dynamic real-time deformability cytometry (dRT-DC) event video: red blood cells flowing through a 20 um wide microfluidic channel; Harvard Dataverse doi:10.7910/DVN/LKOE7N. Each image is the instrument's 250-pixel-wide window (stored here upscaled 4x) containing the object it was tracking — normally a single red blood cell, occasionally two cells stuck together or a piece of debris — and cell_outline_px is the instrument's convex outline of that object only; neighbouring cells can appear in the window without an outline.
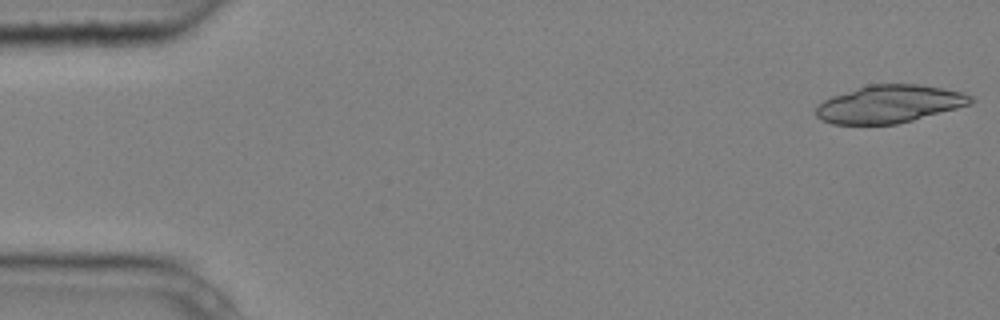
{"species": "common noctule bat (a hibernating species)", "species_latin": "Nyctalus noctula", "temperature_condition": "cold", "stored_images_in_passage": 4, "camera_frame_rate_fps": 3000, "um_per_image_px": 0.085, "animal": {"sex": "male", "body_mass_g": 20.4}, "frame": {"image": 1, "passage_image": 1, "time_ms": 0.0, "image_size_px": [1000, 320], "cell_outline_px": [[976, 100], [972, 104], [912, 120], [896, 124], [832, 124], [816, 116], [816, 108], [824, 100], [832, 96], [868, 84], [916, 84], [940, 88], [960, 92], [972, 96]], "centroid_in_image_um": [75.61, 8.84], "position_along_channel_um": 9.4, "area_um2": 33.7}}